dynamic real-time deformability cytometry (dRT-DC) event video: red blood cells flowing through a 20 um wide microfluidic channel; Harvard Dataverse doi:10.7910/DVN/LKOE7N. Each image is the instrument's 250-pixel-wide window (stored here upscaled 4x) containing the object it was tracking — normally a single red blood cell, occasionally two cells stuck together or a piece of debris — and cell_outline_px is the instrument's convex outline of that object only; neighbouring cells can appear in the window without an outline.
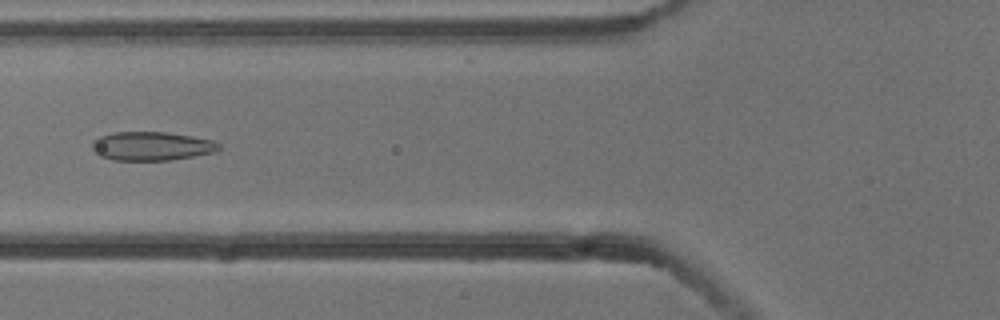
{"species": "common noctule bat (a hibernating species)", "species_latin": "Nyctalus noctula", "temperature_condition": "cold", "stored_images_in_passage": 7, "camera_frame_rate_fps": 3000, "um_per_image_px": 0.085, "animal": {"sex": "male", "body_mass_g": 13.3}, "frame": {"image": 1, "passage_image": 6, "time_ms": 1.667, "image_size_px": [1000, 320], "cell_outline_px": [[220, 148], [216, 152], [172, 160], [112, 160], [100, 156], [92, 148], [92, 140], [100, 136], [116, 132], [164, 132], [192, 136], [212, 140], [220, 144]], "centroid_in_image_um": [12.89, 12.42], "position_along_channel_um": 112.9, "area_um2": 21.27}}
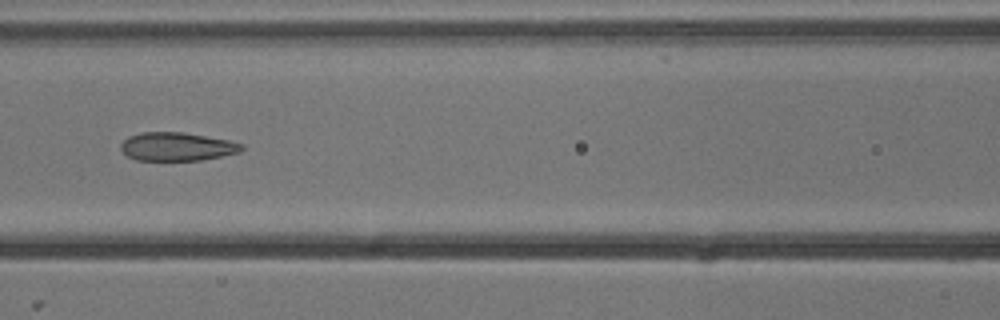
{"frame": {"image": 2, "passage_image": 7, "time_ms": 2.0, "image_size_px": [1000, 320], "cell_outline_px": [[244, 148], [240, 152], [200, 160], [136, 160], [128, 156], [120, 148], [120, 144], [128, 136], [140, 132], [184, 132], [228, 140], [244, 144]], "centroid_in_image_um": [15.03, 12.45], "position_along_channel_um": 151.6, "area_um2": 20.0}}